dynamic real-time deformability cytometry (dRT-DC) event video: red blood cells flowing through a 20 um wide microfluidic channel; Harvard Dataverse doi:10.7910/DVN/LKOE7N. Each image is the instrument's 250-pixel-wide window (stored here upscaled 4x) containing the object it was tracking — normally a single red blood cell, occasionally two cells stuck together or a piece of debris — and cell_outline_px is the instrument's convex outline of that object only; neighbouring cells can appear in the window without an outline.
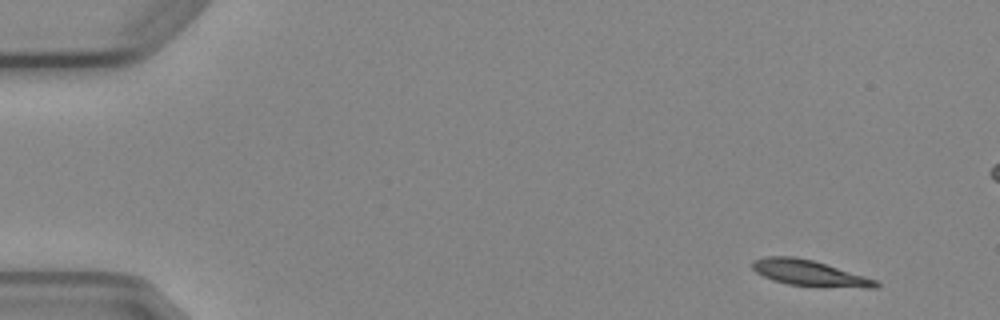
{"species": "Egyptian fruit bat (a non-hibernating species)", "species_latin": "Rousettus aegyptiacus", "temperature_condition": "cold", "stored_images_in_passage": 6, "camera_frame_rate_fps": 3000, "um_per_image_px": 0.085, "animal": {"sex": "female"}, "frame": {"image": 1, "passage_image": 1, "time_ms": 0.0, "image_size_px": [1000, 320], "cell_outline_px": [[880, 284], [876, 288], [864, 288], [788, 284], [772, 280], [756, 272], [752, 268], [752, 260], [764, 256], [792, 256], [812, 260], [864, 276], [876, 280]], "centroid_in_image_um": [68.75, 23.2], "position_along_channel_um": 16.3, "area_um2": 18.21}}
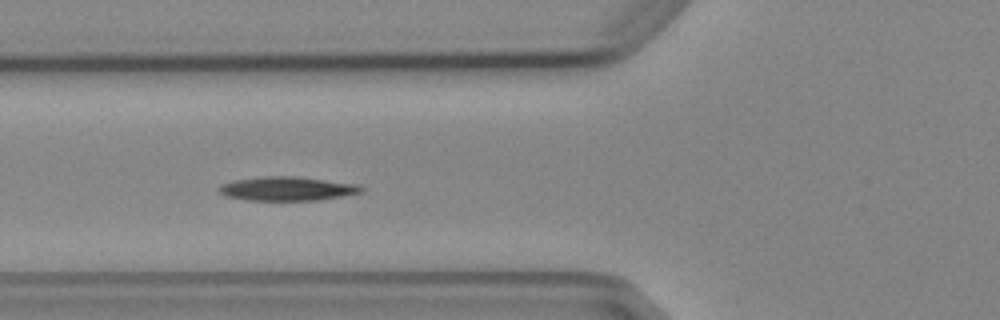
{"frame": {"image": 2, "passage_image": 5, "time_ms": 5.333, "image_size_px": [1000, 320], "cell_outline_px": [[364, 192], [316, 200], [248, 200], [224, 196], [216, 188], [220, 184], [232, 180], [260, 176], [296, 176], [360, 184], [364, 188]], "centroid_in_image_um": [24.38, 16.02], "position_along_channel_um": 101.4, "area_um2": 20.11}}